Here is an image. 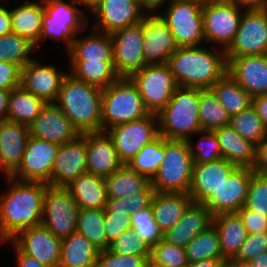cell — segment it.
<instances>
[{"label":"cell","instance_id":"6da1fadb","mask_svg":"<svg viewBox=\"0 0 267 267\" xmlns=\"http://www.w3.org/2000/svg\"><path fill=\"white\" fill-rule=\"evenodd\" d=\"M10 184L0 197V243L9 241L23 229L40 225L48 184L20 181L8 176Z\"/></svg>","mask_w":267,"mask_h":267},{"label":"cell","instance_id":"7a4b0ae2","mask_svg":"<svg viewBox=\"0 0 267 267\" xmlns=\"http://www.w3.org/2000/svg\"><path fill=\"white\" fill-rule=\"evenodd\" d=\"M167 65L178 87L210 89L228 69L224 50L208 47H178Z\"/></svg>","mask_w":267,"mask_h":267},{"label":"cell","instance_id":"3957f363","mask_svg":"<svg viewBox=\"0 0 267 267\" xmlns=\"http://www.w3.org/2000/svg\"><path fill=\"white\" fill-rule=\"evenodd\" d=\"M102 91L68 73L55 103L80 134L101 132Z\"/></svg>","mask_w":267,"mask_h":267},{"label":"cell","instance_id":"277c9868","mask_svg":"<svg viewBox=\"0 0 267 267\" xmlns=\"http://www.w3.org/2000/svg\"><path fill=\"white\" fill-rule=\"evenodd\" d=\"M200 89L177 87L171 100L157 114L159 135L166 139L188 140L202 131L199 122Z\"/></svg>","mask_w":267,"mask_h":267},{"label":"cell","instance_id":"5b68a950","mask_svg":"<svg viewBox=\"0 0 267 267\" xmlns=\"http://www.w3.org/2000/svg\"><path fill=\"white\" fill-rule=\"evenodd\" d=\"M137 86L128 77H120L102 91V132L113 126L147 117Z\"/></svg>","mask_w":267,"mask_h":267},{"label":"cell","instance_id":"8992f818","mask_svg":"<svg viewBox=\"0 0 267 267\" xmlns=\"http://www.w3.org/2000/svg\"><path fill=\"white\" fill-rule=\"evenodd\" d=\"M193 165L187 140L164 138V158L151 184L156 192L189 193Z\"/></svg>","mask_w":267,"mask_h":267},{"label":"cell","instance_id":"52a82bcc","mask_svg":"<svg viewBox=\"0 0 267 267\" xmlns=\"http://www.w3.org/2000/svg\"><path fill=\"white\" fill-rule=\"evenodd\" d=\"M202 6L193 0H171L166 12L159 13L178 47H200L205 42Z\"/></svg>","mask_w":267,"mask_h":267},{"label":"cell","instance_id":"ba28073f","mask_svg":"<svg viewBox=\"0 0 267 267\" xmlns=\"http://www.w3.org/2000/svg\"><path fill=\"white\" fill-rule=\"evenodd\" d=\"M79 207L66 187L47 185L42 222L56 237L64 239L77 230Z\"/></svg>","mask_w":267,"mask_h":267},{"label":"cell","instance_id":"9c48e42d","mask_svg":"<svg viewBox=\"0 0 267 267\" xmlns=\"http://www.w3.org/2000/svg\"><path fill=\"white\" fill-rule=\"evenodd\" d=\"M232 0L202 6L205 42L220 46L226 51L235 39L243 10Z\"/></svg>","mask_w":267,"mask_h":267},{"label":"cell","instance_id":"30bf717a","mask_svg":"<svg viewBox=\"0 0 267 267\" xmlns=\"http://www.w3.org/2000/svg\"><path fill=\"white\" fill-rule=\"evenodd\" d=\"M150 113L158 114L178 87L167 64L147 65L129 77Z\"/></svg>","mask_w":267,"mask_h":267},{"label":"cell","instance_id":"8fae6325","mask_svg":"<svg viewBox=\"0 0 267 267\" xmlns=\"http://www.w3.org/2000/svg\"><path fill=\"white\" fill-rule=\"evenodd\" d=\"M106 132L113 139L120 161L128 164L146 144L159 136L158 116L150 113L142 119L113 126Z\"/></svg>","mask_w":267,"mask_h":267},{"label":"cell","instance_id":"7c38bea8","mask_svg":"<svg viewBox=\"0 0 267 267\" xmlns=\"http://www.w3.org/2000/svg\"><path fill=\"white\" fill-rule=\"evenodd\" d=\"M111 35L114 68L120 77H130L142 69L143 19L141 22L114 31Z\"/></svg>","mask_w":267,"mask_h":267},{"label":"cell","instance_id":"4fadbf2b","mask_svg":"<svg viewBox=\"0 0 267 267\" xmlns=\"http://www.w3.org/2000/svg\"><path fill=\"white\" fill-rule=\"evenodd\" d=\"M58 149V144L30 136L21 164L11 177L20 181L51 185V174Z\"/></svg>","mask_w":267,"mask_h":267},{"label":"cell","instance_id":"5bb4252c","mask_svg":"<svg viewBox=\"0 0 267 267\" xmlns=\"http://www.w3.org/2000/svg\"><path fill=\"white\" fill-rule=\"evenodd\" d=\"M226 57L267 54V14L261 10L243 11L235 39Z\"/></svg>","mask_w":267,"mask_h":267},{"label":"cell","instance_id":"9a60e30c","mask_svg":"<svg viewBox=\"0 0 267 267\" xmlns=\"http://www.w3.org/2000/svg\"><path fill=\"white\" fill-rule=\"evenodd\" d=\"M14 243L24 254L49 267H58L61 258L62 239L56 237L40 224L18 232L12 239L2 243Z\"/></svg>","mask_w":267,"mask_h":267},{"label":"cell","instance_id":"2e32d148","mask_svg":"<svg viewBox=\"0 0 267 267\" xmlns=\"http://www.w3.org/2000/svg\"><path fill=\"white\" fill-rule=\"evenodd\" d=\"M247 167H237L222 183L217 192L204 203L212 216L238 212L245 206L251 174Z\"/></svg>","mask_w":267,"mask_h":267},{"label":"cell","instance_id":"e0dca14e","mask_svg":"<svg viewBox=\"0 0 267 267\" xmlns=\"http://www.w3.org/2000/svg\"><path fill=\"white\" fill-rule=\"evenodd\" d=\"M95 17L93 29L107 34L142 21L138 0H101L91 11Z\"/></svg>","mask_w":267,"mask_h":267},{"label":"cell","instance_id":"ac0fdd59","mask_svg":"<svg viewBox=\"0 0 267 267\" xmlns=\"http://www.w3.org/2000/svg\"><path fill=\"white\" fill-rule=\"evenodd\" d=\"M227 73L252 98L267 95V54L226 57Z\"/></svg>","mask_w":267,"mask_h":267},{"label":"cell","instance_id":"d6986e66","mask_svg":"<svg viewBox=\"0 0 267 267\" xmlns=\"http://www.w3.org/2000/svg\"><path fill=\"white\" fill-rule=\"evenodd\" d=\"M86 156L84 134L59 145L51 174V186L66 187L77 176L87 173Z\"/></svg>","mask_w":267,"mask_h":267},{"label":"cell","instance_id":"ffe728a7","mask_svg":"<svg viewBox=\"0 0 267 267\" xmlns=\"http://www.w3.org/2000/svg\"><path fill=\"white\" fill-rule=\"evenodd\" d=\"M178 45L171 30L159 16L143 18V59L144 65L167 64Z\"/></svg>","mask_w":267,"mask_h":267},{"label":"cell","instance_id":"44dd1931","mask_svg":"<svg viewBox=\"0 0 267 267\" xmlns=\"http://www.w3.org/2000/svg\"><path fill=\"white\" fill-rule=\"evenodd\" d=\"M29 131L34 138L58 145L73 141L81 135L56 103H46L29 126Z\"/></svg>","mask_w":267,"mask_h":267},{"label":"cell","instance_id":"7402d4cb","mask_svg":"<svg viewBox=\"0 0 267 267\" xmlns=\"http://www.w3.org/2000/svg\"><path fill=\"white\" fill-rule=\"evenodd\" d=\"M67 74L53 65H42L32 59L22 68L21 86L46 103H55Z\"/></svg>","mask_w":267,"mask_h":267},{"label":"cell","instance_id":"603a6c76","mask_svg":"<svg viewBox=\"0 0 267 267\" xmlns=\"http://www.w3.org/2000/svg\"><path fill=\"white\" fill-rule=\"evenodd\" d=\"M237 168L221 158L213 162L193 165L189 195L195 203H205L217 192L223 181Z\"/></svg>","mask_w":267,"mask_h":267},{"label":"cell","instance_id":"cb8c5ba5","mask_svg":"<svg viewBox=\"0 0 267 267\" xmlns=\"http://www.w3.org/2000/svg\"><path fill=\"white\" fill-rule=\"evenodd\" d=\"M83 134L86 136L87 173L105 178L123 165L118 157L113 139L107 132Z\"/></svg>","mask_w":267,"mask_h":267},{"label":"cell","instance_id":"d4e9b609","mask_svg":"<svg viewBox=\"0 0 267 267\" xmlns=\"http://www.w3.org/2000/svg\"><path fill=\"white\" fill-rule=\"evenodd\" d=\"M29 138V126L8 120L0 121V154L5 178L20 166Z\"/></svg>","mask_w":267,"mask_h":267},{"label":"cell","instance_id":"484cf974","mask_svg":"<svg viewBox=\"0 0 267 267\" xmlns=\"http://www.w3.org/2000/svg\"><path fill=\"white\" fill-rule=\"evenodd\" d=\"M212 218L205 204L192 202L178 222L163 233V240L185 248L193 238L212 224Z\"/></svg>","mask_w":267,"mask_h":267},{"label":"cell","instance_id":"4316f807","mask_svg":"<svg viewBox=\"0 0 267 267\" xmlns=\"http://www.w3.org/2000/svg\"><path fill=\"white\" fill-rule=\"evenodd\" d=\"M221 148L222 158L237 167L253 168L256 145L245 140L230 125L213 130Z\"/></svg>","mask_w":267,"mask_h":267},{"label":"cell","instance_id":"83f0119b","mask_svg":"<svg viewBox=\"0 0 267 267\" xmlns=\"http://www.w3.org/2000/svg\"><path fill=\"white\" fill-rule=\"evenodd\" d=\"M66 188L72 194L79 209H105L107 191L105 178L90 173L77 176Z\"/></svg>","mask_w":267,"mask_h":267},{"label":"cell","instance_id":"f1b7e54d","mask_svg":"<svg viewBox=\"0 0 267 267\" xmlns=\"http://www.w3.org/2000/svg\"><path fill=\"white\" fill-rule=\"evenodd\" d=\"M92 30L91 34L81 38L77 36L72 42L67 51L69 61H113L111 35Z\"/></svg>","mask_w":267,"mask_h":267},{"label":"cell","instance_id":"f546056e","mask_svg":"<svg viewBox=\"0 0 267 267\" xmlns=\"http://www.w3.org/2000/svg\"><path fill=\"white\" fill-rule=\"evenodd\" d=\"M192 202L189 193L155 192L151 207L160 231L165 233L172 228Z\"/></svg>","mask_w":267,"mask_h":267},{"label":"cell","instance_id":"4dcf8cb0","mask_svg":"<svg viewBox=\"0 0 267 267\" xmlns=\"http://www.w3.org/2000/svg\"><path fill=\"white\" fill-rule=\"evenodd\" d=\"M212 224L218 232L223 257L227 261L233 259L248 235L240 215L237 212L220 213L213 216Z\"/></svg>","mask_w":267,"mask_h":267},{"label":"cell","instance_id":"1f68e13d","mask_svg":"<svg viewBox=\"0 0 267 267\" xmlns=\"http://www.w3.org/2000/svg\"><path fill=\"white\" fill-rule=\"evenodd\" d=\"M99 252L84 235L75 231L62 239L58 267H96Z\"/></svg>","mask_w":267,"mask_h":267},{"label":"cell","instance_id":"d6a6232c","mask_svg":"<svg viewBox=\"0 0 267 267\" xmlns=\"http://www.w3.org/2000/svg\"><path fill=\"white\" fill-rule=\"evenodd\" d=\"M41 2V3H40ZM29 2L10 9L12 32L27 38L36 45L39 42L44 14L43 0Z\"/></svg>","mask_w":267,"mask_h":267},{"label":"cell","instance_id":"836d02e7","mask_svg":"<svg viewBox=\"0 0 267 267\" xmlns=\"http://www.w3.org/2000/svg\"><path fill=\"white\" fill-rule=\"evenodd\" d=\"M46 102L19 86L10 91L7 120L30 126Z\"/></svg>","mask_w":267,"mask_h":267},{"label":"cell","instance_id":"e575fe53","mask_svg":"<svg viewBox=\"0 0 267 267\" xmlns=\"http://www.w3.org/2000/svg\"><path fill=\"white\" fill-rule=\"evenodd\" d=\"M69 62L71 64L69 74L101 89H105L120 78L114 68V61Z\"/></svg>","mask_w":267,"mask_h":267},{"label":"cell","instance_id":"d590c367","mask_svg":"<svg viewBox=\"0 0 267 267\" xmlns=\"http://www.w3.org/2000/svg\"><path fill=\"white\" fill-rule=\"evenodd\" d=\"M150 182L146 176L123 164L110 176L105 177L107 197L110 199L129 197L142 191Z\"/></svg>","mask_w":267,"mask_h":267},{"label":"cell","instance_id":"8d00e7d4","mask_svg":"<svg viewBox=\"0 0 267 267\" xmlns=\"http://www.w3.org/2000/svg\"><path fill=\"white\" fill-rule=\"evenodd\" d=\"M210 89L230 117L252 106V97L228 73Z\"/></svg>","mask_w":267,"mask_h":267},{"label":"cell","instance_id":"74e56055","mask_svg":"<svg viewBox=\"0 0 267 267\" xmlns=\"http://www.w3.org/2000/svg\"><path fill=\"white\" fill-rule=\"evenodd\" d=\"M189 263L203 260H226L221 251L218 232L213 224L193 238L185 247Z\"/></svg>","mask_w":267,"mask_h":267},{"label":"cell","instance_id":"f35d334b","mask_svg":"<svg viewBox=\"0 0 267 267\" xmlns=\"http://www.w3.org/2000/svg\"><path fill=\"white\" fill-rule=\"evenodd\" d=\"M199 122L202 131H213L229 125L230 116L211 89H200Z\"/></svg>","mask_w":267,"mask_h":267},{"label":"cell","instance_id":"ab89813d","mask_svg":"<svg viewBox=\"0 0 267 267\" xmlns=\"http://www.w3.org/2000/svg\"><path fill=\"white\" fill-rule=\"evenodd\" d=\"M76 5L74 0H70V3L64 0H43L44 13L51 21L68 22L79 33L88 27L89 19Z\"/></svg>","mask_w":267,"mask_h":267},{"label":"cell","instance_id":"60d3db41","mask_svg":"<svg viewBox=\"0 0 267 267\" xmlns=\"http://www.w3.org/2000/svg\"><path fill=\"white\" fill-rule=\"evenodd\" d=\"M163 158L164 137L159 135L152 142L146 144L127 165L151 181L157 174Z\"/></svg>","mask_w":267,"mask_h":267},{"label":"cell","instance_id":"b9f144b4","mask_svg":"<svg viewBox=\"0 0 267 267\" xmlns=\"http://www.w3.org/2000/svg\"><path fill=\"white\" fill-rule=\"evenodd\" d=\"M104 209H79L77 232L84 235L100 251L107 249Z\"/></svg>","mask_w":267,"mask_h":267},{"label":"cell","instance_id":"7bdbcfd3","mask_svg":"<svg viewBox=\"0 0 267 267\" xmlns=\"http://www.w3.org/2000/svg\"><path fill=\"white\" fill-rule=\"evenodd\" d=\"M229 125L255 145L267 137V128L252 106L230 117Z\"/></svg>","mask_w":267,"mask_h":267},{"label":"cell","instance_id":"ee69618b","mask_svg":"<svg viewBox=\"0 0 267 267\" xmlns=\"http://www.w3.org/2000/svg\"><path fill=\"white\" fill-rule=\"evenodd\" d=\"M35 49L33 43L16 33L0 36V60L3 62H12L23 68L32 60L29 55Z\"/></svg>","mask_w":267,"mask_h":267},{"label":"cell","instance_id":"f6af8a7d","mask_svg":"<svg viewBox=\"0 0 267 267\" xmlns=\"http://www.w3.org/2000/svg\"><path fill=\"white\" fill-rule=\"evenodd\" d=\"M130 226L150 249L163 239V233L154 219L152 207L131 214Z\"/></svg>","mask_w":267,"mask_h":267},{"label":"cell","instance_id":"bcb514c9","mask_svg":"<svg viewBox=\"0 0 267 267\" xmlns=\"http://www.w3.org/2000/svg\"><path fill=\"white\" fill-rule=\"evenodd\" d=\"M150 260L162 267H187L185 248L160 240L150 250Z\"/></svg>","mask_w":267,"mask_h":267},{"label":"cell","instance_id":"7dc6e473","mask_svg":"<svg viewBox=\"0 0 267 267\" xmlns=\"http://www.w3.org/2000/svg\"><path fill=\"white\" fill-rule=\"evenodd\" d=\"M201 138L193 144L191 137L187 140L194 164L213 162L222 158L220 144L213 131H201ZM195 146V147H194Z\"/></svg>","mask_w":267,"mask_h":267},{"label":"cell","instance_id":"c3c4849f","mask_svg":"<svg viewBox=\"0 0 267 267\" xmlns=\"http://www.w3.org/2000/svg\"><path fill=\"white\" fill-rule=\"evenodd\" d=\"M108 249L115 254L142 257H150L151 250L132 228L111 242Z\"/></svg>","mask_w":267,"mask_h":267},{"label":"cell","instance_id":"681fc988","mask_svg":"<svg viewBox=\"0 0 267 267\" xmlns=\"http://www.w3.org/2000/svg\"><path fill=\"white\" fill-rule=\"evenodd\" d=\"M245 207L267 217V174H251Z\"/></svg>","mask_w":267,"mask_h":267},{"label":"cell","instance_id":"f907efd6","mask_svg":"<svg viewBox=\"0 0 267 267\" xmlns=\"http://www.w3.org/2000/svg\"><path fill=\"white\" fill-rule=\"evenodd\" d=\"M76 34L77 32L68 25V22L51 21V18L44 13L40 39L35 45V48L40 46L39 43H41V40L49 37L56 41L64 40V45H66L67 49L66 51H68L72 46V42L77 38Z\"/></svg>","mask_w":267,"mask_h":267},{"label":"cell","instance_id":"816d5d0a","mask_svg":"<svg viewBox=\"0 0 267 267\" xmlns=\"http://www.w3.org/2000/svg\"><path fill=\"white\" fill-rule=\"evenodd\" d=\"M150 257L120 255L109 249L99 252L96 267H144Z\"/></svg>","mask_w":267,"mask_h":267},{"label":"cell","instance_id":"f5cc1de1","mask_svg":"<svg viewBox=\"0 0 267 267\" xmlns=\"http://www.w3.org/2000/svg\"><path fill=\"white\" fill-rule=\"evenodd\" d=\"M265 252H267V231L256 232L247 235L236 256L230 260L250 261Z\"/></svg>","mask_w":267,"mask_h":267},{"label":"cell","instance_id":"db71d44e","mask_svg":"<svg viewBox=\"0 0 267 267\" xmlns=\"http://www.w3.org/2000/svg\"><path fill=\"white\" fill-rule=\"evenodd\" d=\"M104 228L108 249L111 242L131 228L130 215L120 212H104Z\"/></svg>","mask_w":267,"mask_h":267},{"label":"cell","instance_id":"11a10c76","mask_svg":"<svg viewBox=\"0 0 267 267\" xmlns=\"http://www.w3.org/2000/svg\"><path fill=\"white\" fill-rule=\"evenodd\" d=\"M22 67L0 60V89L11 91L21 86Z\"/></svg>","mask_w":267,"mask_h":267},{"label":"cell","instance_id":"9f6ffc18","mask_svg":"<svg viewBox=\"0 0 267 267\" xmlns=\"http://www.w3.org/2000/svg\"><path fill=\"white\" fill-rule=\"evenodd\" d=\"M237 213L242 219L247 234L267 231V217L249 210L245 206H243Z\"/></svg>","mask_w":267,"mask_h":267},{"label":"cell","instance_id":"6f0895ef","mask_svg":"<svg viewBox=\"0 0 267 267\" xmlns=\"http://www.w3.org/2000/svg\"><path fill=\"white\" fill-rule=\"evenodd\" d=\"M155 192L156 191L150 182L142 191L130 195L128 197V204L131 214L136 213L138 210L151 207Z\"/></svg>","mask_w":267,"mask_h":267},{"label":"cell","instance_id":"680465c9","mask_svg":"<svg viewBox=\"0 0 267 267\" xmlns=\"http://www.w3.org/2000/svg\"><path fill=\"white\" fill-rule=\"evenodd\" d=\"M252 170L259 174H267V137L256 145L255 162Z\"/></svg>","mask_w":267,"mask_h":267},{"label":"cell","instance_id":"91938a15","mask_svg":"<svg viewBox=\"0 0 267 267\" xmlns=\"http://www.w3.org/2000/svg\"><path fill=\"white\" fill-rule=\"evenodd\" d=\"M104 212H120L131 215V210L129 209L128 204V197L119 199L108 198Z\"/></svg>","mask_w":267,"mask_h":267},{"label":"cell","instance_id":"94428289","mask_svg":"<svg viewBox=\"0 0 267 267\" xmlns=\"http://www.w3.org/2000/svg\"><path fill=\"white\" fill-rule=\"evenodd\" d=\"M13 246H14V250L16 251L15 258H16V263L18 267H49L45 264H42L35 258L22 253L14 244Z\"/></svg>","mask_w":267,"mask_h":267},{"label":"cell","instance_id":"6125c7cd","mask_svg":"<svg viewBox=\"0 0 267 267\" xmlns=\"http://www.w3.org/2000/svg\"><path fill=\"white\" fill-rule=\"evenodd\" d=\"M139 6L142 11V13L145 16H158L159 10L156 12V9H160L161 6L167 1V0H138ZM147 11V12H146ZM150 11L151 13H148Z\"/></svg>","mask_w":267,"mask_h":267},{"label":"cell","instance_id":"be15d7a7","mask_svg":"<svg viewBox=\"0 0 267 267\" xmlns=\"http://www.w3.org/2000/svg\"><path fill=\"white\" fill-rule=\"evenodd\" d=\"M252 107L255 109L267 128V95L253 97Z\"/></svg>","mask_w":267,"mask_h":267},{"label":"cell","instance_id":"e7e4bbea","mask_svg":"<svg viewBox=\"0 0 267 267\" xmlns=\"http://www.w3.org/2000/svg\"><path fill=\"white\" fill-rule=\"evenodd\" d=\"M12 33L10 9L0 4V36Z\"/></svg>","mask_w":267,"mask_h":267},{"label":"cell","instance_id":"03108f58","mask_svg":"<svg viewBox=\"0 0 267 267\" xmlns=\"http://www.w3.org/2000/svg\"><path fill=\"white\" fill-rule=\"evenodd\" d=\"M239 8H246V11L261 10L265 0H232Z\"/></svg>","mask_w":267,"mask_h":267},{"label":"cell","instance_id":"003e7915","mask_svg":"<svg viewBox=\"0 0 267 267\" xmlns=\"http://www.w3.org/2000/svg\"><path fill=\"white\" fill-rule=\"evenodd\" d=\"M10 91L0 89V121L7 120Z\"/></svg>","mask_w":267,"mask_h":267},{"label":"cell","instance_id":"a7ac6f4b","mask_svg":"<svg viewBox=\"0 0 267 267\" xmlns=\"http://www.w3.org/2000/svg\"><path fill=\"white\" fill-rule=\"evenodd\" d=\"M227 260H203L189 263L187 267H223Z\"/></svg>","mask_w":267,"mask_h":267},{"label":"cell","instance_id":"89a4df30","mask_svg":"<svg viewBox=\"0 0 267 267\" xmlns=\"http://www.w3.org/2000/svg\"><path fill=\"white\" fill-rule=\"evenodd\" d=\"M250 262L255 267H267V252L253 258Z\"/></svg>","mask_w":267,"mask_h":267},{"label":"cell","instance_id":"2644e50d","mask_svg":"<svg viewBox=\"0 0 267 267\" xmlns=\"http://www.w3.org/2000/svg\"><path fill=\"white\" fill-rule=\"evenodd\" d=\"M78 5L82 4L83 7L87 8L91 12L101 0H74Z\"/></svg>","mask_w":267,"mask_h":267},{"label":"cell","instance_id":"8c879c8a","mask_svg":"<svg viewBox=\"0 0 267 267\" xmlns=\"http://www.w3.org/2000/svg\"><path fill=\"white\" fill-rule=\"evenodd\" d=\"M233 267H255L250 261H239V260H229L228 261Z\"/></svg>","mask_w":267,"mask_h":267},{"label":"cell","instance_id":"753ad0ef","mask_svg":"<svg viewBox=\"0 0 267 267\" xmlns=\"http://www.w3.org/2000/svg\"><path fill=\"white\" fill-rule=\"evenodd\" d=\"M193 1L204 5V4L214 3V2H221V1H224V0H193Z\"/></svg>","mask_w":267,"mask_h":267},{"label":"cell","instance_id":"34e18365","mask_svg":"<svg viewBox=\"0 0 267 267\" xmlns=\"http://www.w3.org/2000/svg\"><path fill=\"white\" fill-rule=\"evenodd\" d=\"M144 267H162V266H159L157 264H154L150 259L148 260V262L145 264Z\"/></svg>","mask_w":267,"mask_h":267},{"label":"cell","instance_id":"11e5206c","mask_svg":"<svg viewBox=\"0 0 267 267\" xmlns=\"http://www.w3.org/2000/svg\"><path fill=\"white\" fill-rule=\"evenodd\" d=\"M261 11H263L265 14H267V0H265L264 5L261 8Z\"/></svg>","mask_w":267,"mask_h":267},{"label":"cell","instance_id":"2a66077c","mask_svg":"<svg viewBox=\"0 0 267 267\" xmlns=\"http://www.w3.org/2000/svg\"><path fill=\"white\" fill-rule=\"evenodd\" d=\"M223 267H233L229 262H227Z\"/></svg>","mask_w":267,"mask_h":267},{"label":"cell","instance_id":"b9fcfbb0","mask_svg":"<svg viewBox=\"0 0 267 267\" xmlns=\"http://www.w3.org/2000/svg\"><path fill=\"white\" fill-rule=\"evenodd\" d=\"M0 170H2L1 154H0Z\"/></svg>","mask_w":267,"mask_h":267}]
</instances>
